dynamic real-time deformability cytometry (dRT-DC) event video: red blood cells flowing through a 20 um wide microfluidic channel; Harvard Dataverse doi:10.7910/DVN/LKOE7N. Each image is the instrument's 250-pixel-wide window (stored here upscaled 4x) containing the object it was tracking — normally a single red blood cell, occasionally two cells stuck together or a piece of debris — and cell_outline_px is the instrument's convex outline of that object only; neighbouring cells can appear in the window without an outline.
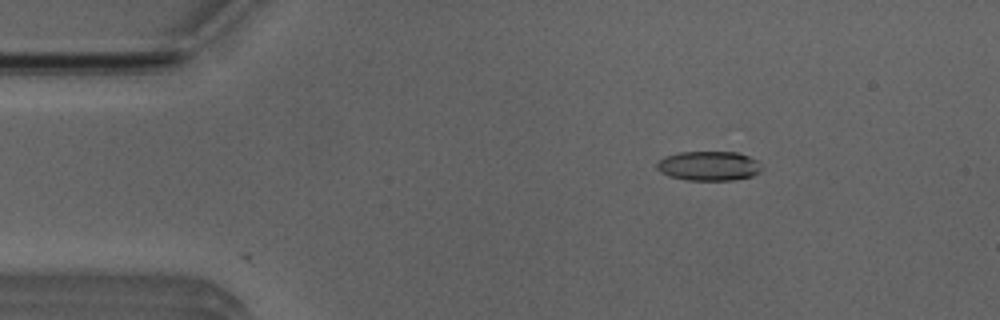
{"species": "Egyptian fruit bat (a non-hibernating species)", "species_latin": "Rousettus aegyptiacus", "temperature_condition": "room temperature", "stored_images_in_passage": 50, "camera_frame_rate_fps": 3000, "um_per_image_px": 0.085, "animal": {"sex": "male"}, "frame": {"image": 1, "passage_image": 7, "time_ms": 2.0, "image_size_px": [1000, 320], "cell_outline_px": [[752, 172], [748, 176], [716, 180], [704, 180], [676, 176], [668, 172], [664, 160], [676, 156], [692, 152], [728, 152], [744, 156]], "centroid_in_image_um": [60.23, 14.09], "position_along_channel_um": 24.8, "area_um2": 14.33}}
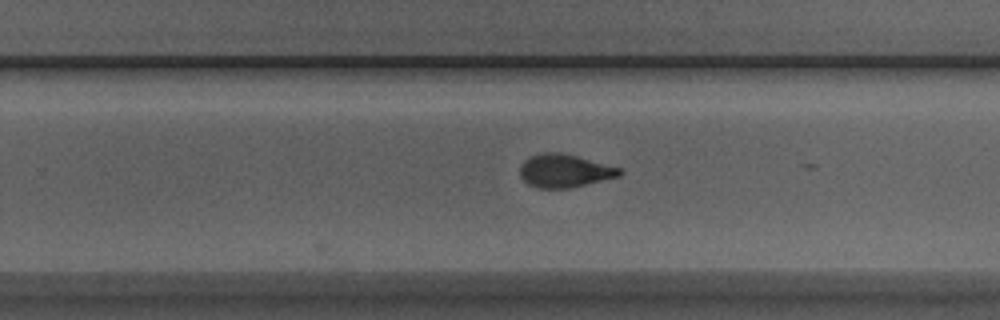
{"frame": {"image": 2, "passage_image": 31, "time_ms": 10.0, "image_size_px": [1000, 320], "cell_outline_px": [[620, 172], [612, 176], [576, 184], [536, 184], [528, 180], [524, 176], [524, 164], [540, 156], [564, 156], [616, 168]], "centroid_in_image_um": [48.02, 14.51], "position_along_channel_um": 281.8, "area_um2": 14.39}}
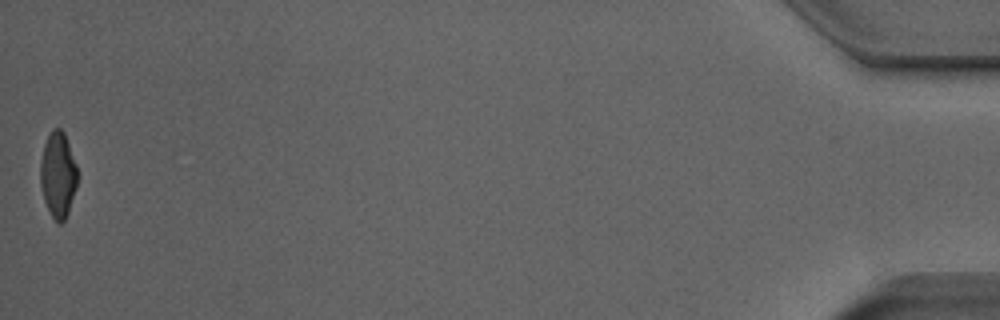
{"frame": {"image": 3, "passage_image": 50, "time_ms": 16.333, "image_size_px": [1000, 320], "cell_outline_px": [[76, 184], [64, 216], [60, 220], [56, 220], [48, 204], [44, 192], [44, 156], [48, 140], [52, 132], [60, 132], [64, 136], [76, 168]], "centroid_in_image_um": [4.99, 14.86], "position_along_channel_um": 430.2, "area_um2": 15.09}, "authors_computed_cell_mechanics": {"area_um2": 14.5656, "velocity_mm_per_s": 4.0108, "shape_relaxation_time_tau1_ms": null, "shape_relaxation_time_tau2_ms": 2.9884, "deformation_change_tau1": null, "deformation_change_tau2": 0.1041}}